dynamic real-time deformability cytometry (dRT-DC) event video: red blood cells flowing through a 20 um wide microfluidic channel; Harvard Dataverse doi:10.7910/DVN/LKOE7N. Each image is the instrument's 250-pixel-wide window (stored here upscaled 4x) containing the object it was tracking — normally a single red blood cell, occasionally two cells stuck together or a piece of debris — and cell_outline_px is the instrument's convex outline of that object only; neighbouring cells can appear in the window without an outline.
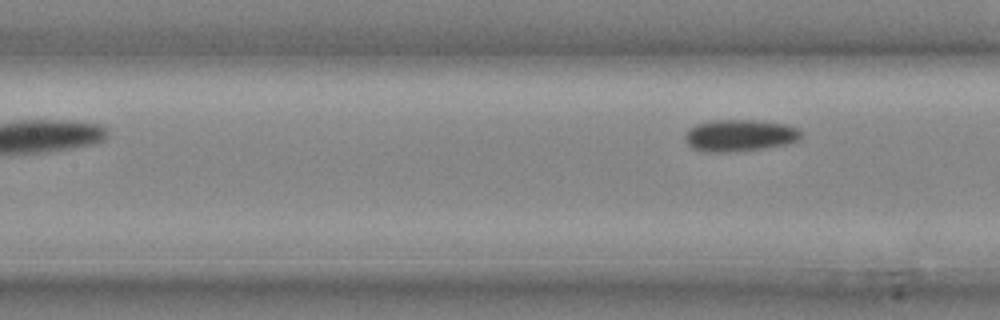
{"species": "common noctule bat (a hibernating species)", "species_latin": "Nyctalus noctula", "temperature_condition": "cold", "stored_images_in_passage": 11, "camera_frame_rate_fps": 3000, "um_per_image_px": 0.085, "animal": {"sex": "male", "body_mass_g": 20.4}, "frame": {"image": 1, "passage_image": 11, "time_ms": 3.333, "image_size_px": [1000, 320], "cell_outline_px": [[800, 136], [796, 140], [788, 144], [764, 148], [736, 152], [704, 152], [692, 148], [688, 144], [684, 136], [696, 124], [716, 120], [756, 120], [784, 124], [800, 128]], "centroid_in_image_um": [62.88, 11.52], "position_along_channel_um": 144.5, "area_um2": 21.44}}